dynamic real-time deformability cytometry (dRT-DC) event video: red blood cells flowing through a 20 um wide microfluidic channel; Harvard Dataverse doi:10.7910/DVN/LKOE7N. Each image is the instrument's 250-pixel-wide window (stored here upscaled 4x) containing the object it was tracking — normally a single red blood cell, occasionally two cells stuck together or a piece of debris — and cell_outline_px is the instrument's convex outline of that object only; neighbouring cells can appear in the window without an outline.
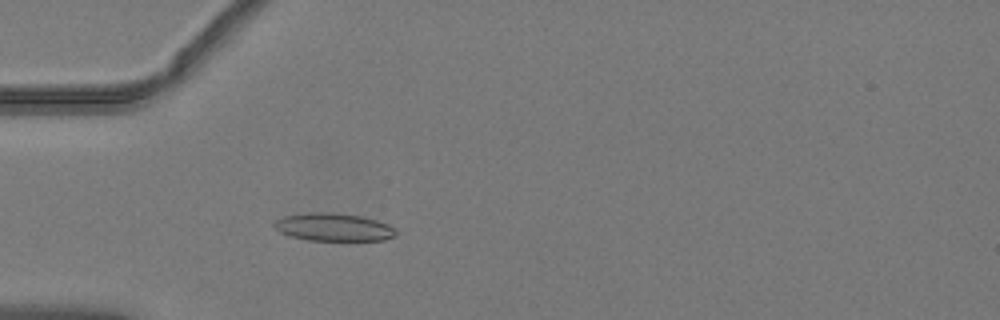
{"species": "common noctule bat (a hibernating species)", "species_latin": "Nyctalus noctula", "temperature_condition": "warm", "stored_images_in_passage": 24, "camera_frame_rate_fps": 3000, "um_per_image_px": 0.085, "animal": {"sex": "male", "body_mass_g": 19.2, "forearm_length_mm": 51.8}, "frame": {"image": 1, "passage_image": 17, "time_ms": 5.333, "image_size_px": [1000, 320], "cell_outline_px": [[396, 236], [384, 240], [308, 240], [292, 236], [280, 232], [272, 224], [276, 220], [284, 216], [308, 212], [332, 212], [360, 216], [376, 220], [388, 224], [396, 232]], "centroid_in_image_um": [28.34, 19.3], "position_along_channel_um": 56.7, "area_um2": 19.59}}
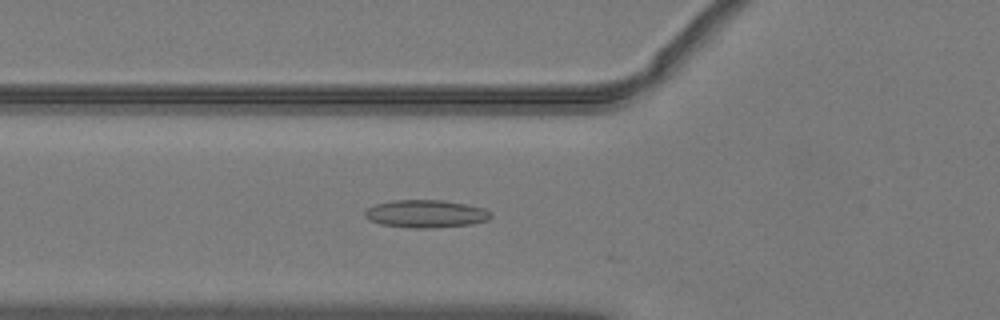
{"frame": {"image": 2, "passage_image": 20, "time_ms": 6.333, "image_size_px": [1000, 320], "cell_outline_px": [[492, 216], [488, 220], [472, 224], [428, 228], [412, 228], [380, 224], [368, 220], [364, 216], [364, 212], [368, 208], [376, 204], [392, 200], [440, 200], [464, 204], [484, 208], [492, 212]], "centroid_in_image_um": [36.18, 18.17], "position_along_channel_um": 89.6, "area_um2": 20.35}}
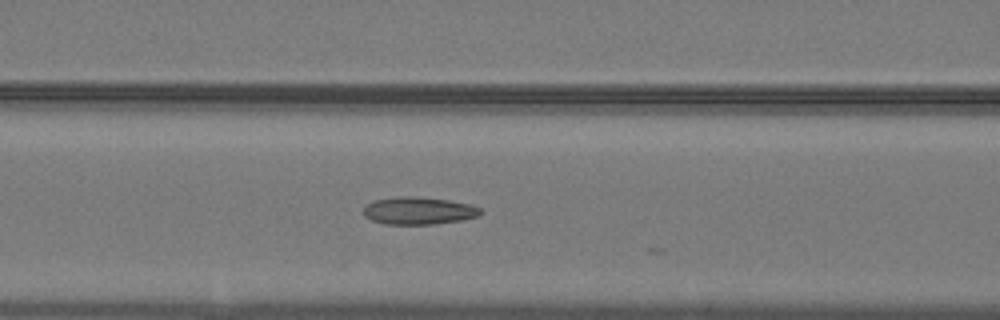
{"frame": {"image": 3, "passage_image": 23, "time_ms": 7.333, "image_size_px": [1000, 320], "cell_outline_px": [[484, 212], [480, 216], [460, 220], [432, 224], [384, 224], [372, 220], [364, 216], [364, 208], [368, 204], [376, 200], [396, 196], [412, 196], [448, 200], [468, 204], [480, 208]], "centroid_in_image_um": [35.59, 17.91], "position_along_channel_um": 131.0, "area_um2": 18.61}}